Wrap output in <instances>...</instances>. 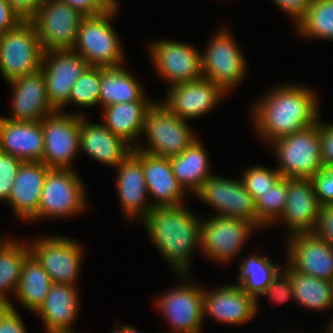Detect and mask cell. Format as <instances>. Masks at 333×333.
<instances>
[{
	"instance_id": "cell-1",
	"label": "cell",
	"mask_w": 333,
	"mask_h": 333,
	"mask_svg": "<svg viewBox=\"0 0 333 333\" xmlns=\"http://www.w3.org/2000/svg\"><path fill=\"white\" fill-rule=\"evenodd\" d=\"M259 101L253 107V122L258 133L271 142L318 121V100L303 86L281 85Z\"/></svg>"
},
{
	"instance_id": "cell-2",
	"label": "cell",
	"mask_w": 333,
	"mask_h": 333,
	"mask_svg": "<svg viewBox=\"0 0 333 333\" xmlns=\"http://www.w3.org/2000/svg\"><path fill=\"white\" fill-rule=\"evenodd\" d=\"M143 222L159 251L185 278L191 253L200 246L199 217L180 204L153 208Z\"/></svg>"
},
{
	"instance_id": "cell-3",
	"label": "cell",
	"mask_w": 333,
	"mask_h": 333,
	"mask_svg": "<svg viewBox=\"0 0 333 333\" xmlns=\"http://www.w3.org/2000/svg\"><path fill=\"white\" fill-rule=\"evenodd\" d=\"M117 6L116 2L105 13L87 16L81 21L73 50L81 55L89 66H120L124 60L118 36L110 24Z\"/></svg>"
},
{
	"instance_id": "cell-4",
	"label": "cell",
	"mask_w": 333,
	"mask_h": 333,
	"mask_svg": "<svg viewBox=\"0 0 333 333\" xmlns=\"http://www.w3.org/2000/svg\"><path fill=\"white\" fill-rule=\"evenodd\" d=\"M43 53L30 20L0 34V72L8 82L41 70Z\"/></svg>"
},
{
	"instance_id": "cell-5",
	"label": "cell",
	"mask_w": 333,
	"mask_h": 333,
	"mask_svg": "<svg viewBox=\"0 0 333 333\" xmlns=\"http://www.w3.org/2000/svg\"><path fill=\"white\" fill-rule=\"evenodd\" d=\"M272 142L281 177L310 179L325 168L320 148L319 120L310 127Z\"/></svg>"
},
{
	"instance_id": "cell-6",
	"label": "cell",
	"mask_w": 333,
	"mask_h": 333,
	"mask_svg": "<svg viewBox=\"0 0 333 333\" xmlns=\"http://www.w3.org/2000/svg\"><path fill=\"white\" fill-rule=\"evenodd\" d=\"M143 133L150 141L149 147L140 149L136 145L133 149L164 157L181 154L197 139L188 123L173 114L163 103H153L149 108Z\"/></svg>"
},
{
	"instance_id": "cell-7",
	"label": "cell",
	"mask_w": 333,
	"mask_h": 333,
	"mask_svg": "<svg viewBox=\"0 0 333 333\" xmlns=\"http://www.w3.org/2000/svg\"><path fill=\"white\" fill-rule=\"evenodd\" d=\"M84 16L65 2L45 0L30 19L43 51L73 49Z\"/></svg>"
},
{
	"instance_id": "cell-8",
	"label": "cell",
	"mask_w": 333,
	"mask_h": 333,
	"mask_svg": "<svg viewBox=\"0 0 333 333\" xmlns=\"http://www.w3.org/2000/svg\"><path fill=\"white\" fill-rule=\"evenodd\" d=\"M82 184L74 170L50 168L44 181L37 215L33 220L80 213L86 206Z\"/></svg>"
},
{
	"instance_id": "cell-9",
	"label": "cell",
	"mask_w": 333,
	"mask_h": 333,
	"mask_svg": "<svg viewBox=\"0 0 333 333\" xmlns=\"http://www.w3.org/2000/svg\"><path fill=\"white\" fill-rule=\"evenodd\" d=\"M195 194L219 211V217L246 220L257 228L265 226L257 216L256 202L242 180L236 181L213 174L203 182Z\"/></svg>"
},
{
	"instance_id": "cell-10",
	"label": "cell",
	"mask_w": 333,
	"mask_h": 333,
	"mask_svg": "<svg viewBox=\"0 0 333 333\" xmlns=\"http://www.w3.org/2000/svg\"><path fill=\"white\" fill-rule=\"evenodd\" d=\"M44 133L42 161L48 168L71 169L79 151L80 114L53 112L41 120Z\"/></svg>"
},
{
	"instance_id": "cell-11",
	"label": "cell",
	"mask_w": 333,
	"mask_h": 333,
	"mask_svg": "<svg viewBox=\"0 0 333 333\" xmlns=\"http://www.w3.org/2000/svg\"><path fill=\"white\" fill-rule=\"evenodd\" d=\"M88 66L87 61L73 49L43 53L41 71L49 102L56 111H61L69 103L73 85Z\"/></svg>"
},
{
	"instance_id": "cell-12",
	"label": "cell",
	"mask_w": 333,
	"mask_h": 333,
	"mask_svg": "<svg viewBox=\"0 0 333 333\" xmlns=\"http://www.w3.org/2000/svg\"><path fill=\"white\" fill-rule=\"evenodd\" d=\"M230 36L221 29L201 55L202 76L218 84L225 93L242 80L246 70L245 59Z\"/></svg>"
},
{
	"instance_id": "cell-13",
	"label": "cell",
	"mask_w": 333,
	"mask_h": 333,
	"mask_svg": "<svg viewBox=\"0 0 333 333\" xmlns=\"http://www.w3.org/2000/svg\"><path fill=\"white\" fill-rule=\"evenodd\" d=\"M30 253L50 275L53 283L75 286L78 277L82 249L74 240L50 236L33 241Z\"/></svg>"
},
{
	"instance_id": "cell-14",
	"label": "cell",
	"mask_w": 333,
	"mask_h": 333,
	"mask_svg": "<svg viewBox=\"0 0 333 333\" xmlns=\"http://www.w3.org/2000/svg\"><path fill=\"white\" fill-rule=\"evenodd\" d=\"M257 227L246 220L214 216L201 220L200 248L212 260L225 262L239 253L245 240Z\"/></svg>"
},
{
	"instance_id": "cell-15",
	"label": "cell",
	"mask_w": 333,
	"mask_h": 333,
	"mask_svg": "<svg viewBox=\"0 0 333 333\" xmlns=\"http://www.w3.org/2000/svg\"><path fill=\"white\" fill-rule=\"evenodd\" d=\"M150 53L158 73L170 86L203 77L201 54L191 45L161 40L151 44Z\"/></svg>"
},
{
	"instance_id": "cell-16",
	"label": "cell",
	"mask_w": 333,
	"mask_h": 333,
	"mask_svg": "<svg viewBox=\"0 0 333 333\" xmlns=\"http://www.w3.org/2000/svg\"><path fill=\"white\" fill-rule=\"evenodd\" d=\"M289 236L288 266L298 273L333 282V247L312 232Z\"/></svg>"
},
{
	"instance_id": "cell-17",
	"label": "cell",
	"mask_w": 333,
	"mask_h": 333,
	"mask_svg": "<svg viewBox=\"0 0 333 333\" xmlns=\"http://www.w3.org/2000/svg\"><path fill=\"white\" fill-rule=\"evenodd\" d=\"M170 87L163 104L185 121L210 111L225 94L218 84L204 77Z\"/></svg>"
},
{
	"instance_id": "cell-18",
	"label": "cell",
	"mask_w": 333,
	"mask_h": 333,
	"mask_svg": "<svg viewBox=\"0 0 333 333\" xmlns=\"http://www.w3.org/2000/svg\"><path fill=\"white\" fill-rule=\"evenodd\" d=\"M204 290L184 283L161 296L157 307L179 333H200Z\"/></svg>"
},
{
	"instance_id": "cell-19",
	"label": "cell",
	"mask_w": 333,
	"mask_h": 333,
	"mask_svg": "<svg viewBox=\"0 0 333 333\" xmlns=\"http://www.w3.org/2000/svg\"><path fill=\"white\" fill-rule=\"evenodd\" d=\"M257 299L238 284L225 285L203 294V316L211 315L223 323L241 324L257 312Z\"/></svg>"
},
{
	"instance_id": "cell-20",
	"label": "cell",
	"mask_w": 333,
	"mask_h": 333,
	"mask_svg": "<svg viewBox=\"0 0 333 333\" xmlns=\"http://www.w3.org/2000/svg\"><path fill=\"white\" fill-rule=\"evenodd\" d=\"M116 168L118 194L125 214L132 219L139 214L142 219L146 218L153 207L145 201L148 190L144 179L143 152L133 149Z\"/></svg>"
},
{
	"instance_id": "cell-21",
	"label": "cell",
	"mask_w": 333,
	"mask_h": 333,
	"mask_svg": "<svg viewBox=\"0 0 333 333\" xmlns=\"http://www.w3.org/2000/svg\"><path fill=\"white\" fill-rule=\"evenodd\" d=\"M0 151L23 162H41L44 151L41 121H14L0 117Z\"/></svg>"
},
{
	"instance_id": "cell-22",
	"label": "cell",
	"mask_w": 333,
	"mask_h": 333,
	"mask_svg": "<svg viewBox=\"0 0 333 333\" xmlns=\"http://www.w3.org/2000/svg\"><path fill=\"white\" fill-rule=\"evenodd\" d=\"M8 83L14 87L13 114L12 117L5 118L14 121H41L45 116L56 112L49 102L41 70Z\"/></svg>"
},
{
	"instance_id": "cell-23",
	"label": "cell",
	"mask_w": 333,
	"mask_h": 333,
	"mask_svg": "<svg viewBox=\"0 0 333 333\" xmlns=\"http://www.w3.org/2000/svg\"><path fill=\"white\" fill-rule=\"evenodd\" d=\"M319 207L311 179L288 178L285 210L279 219L285 220L291 230L290 235L312 232Z\"/></svg>"
},
{
	"instance_id": "cell-24",
	"label": "cell",
	"mask_w": 333,
	"mask_h": 333,
	"mask_svg": "<svg viewBox=\"0 0 333 333\" xmlns=\"http://www.w3.org/2000/svg\"><path fill=\"white\" fill-rule=\"evenodd\" d=\"M80 149L93 159L106 165L118 166L133 151L126 141L114 135L104 124L85 121L80 115Z\"/></svg>"
},
{
	"instance_id": "cell-25",
	"label": "cell",
	"mask_w": 333,
	"mask_h": 333,
	"mask_svg": "<svg viewBox=\"0 0 333 333\" xmlns=\"http://www.w3.org/2000/svg\"><path fill=\"white\" fill-rule=\"evenodd\" d=\"M48 168L43 162H23L7 202L22 219L32 220L38 211Z\"/></svg>"
},
{
	"instance_id": "cell-26",
	"label": "cell",
	"mask_w": 333,
	"mask_h": 333,
	"mask_svg": "<svg viewBox=\"0 0 333 333\" xmlns=\"http://www.w3.org/2000/svg\"><path fill=\"white\" fill-rule=\"evenodd\" d=\"M143 171L148 195L155 198L153 208L182 204L186 190L173 174L170 157L143 153Z\"/></svg>"
},
{
	"instance_id": "cell-27",
	"label": "cell",
	"mask_w": 333,
	"mask_h": 333,
	"mask_svg": "<svg viewBox=\"0 0 333 333\" xmlns=\"http://www.w3.org/2000/svg\"><path fill=\"white\" fill-rule=\"evenodd\" d=\"M76 286L53 283L40 308L35 312L44 321L47 333H76L70 326L78 311Z\"/></svg>"
},
{
	"instance_id": "cell-28",
	"label": "cell",
	"mask_w": 333,
	"mask_h": 333,
	"mask_svg": "<svg viewBox=\"0 0 333 333\" xmlns=\"http://www.w3.org/2000/svg\"><path fill=\"white\" fill-rule=\"evenodd\" d=\"M152 105V101H132L107 106L103 108L104 125L134 148L136 144L132 141L143 132L145 118Z\"/></svg>"
},
{
	"instance_id": "cell-29",
	"label": "cell",
	"mask_w": 333,
	"mask_h": 333,
	"mask_svg": "<svg viewBox=\"0 0 333 333\" xmlns=\"http://www.w3.org/2000/svg\"><path fill=\"white\" fill-rule=\"evenodd\" d=\"M100 97L102 107L132 101H147L139 82L122 66L100 67Z\"/></svg>"
},
{
	"instance_id": "cell-30",
	"label": "cell",
	"mask_w": 333,
	"mask_h": 333,
	"mask_svg": "<svg viewBox=\"0 0 333 333\" xmlns=\"http://www.w3.org/2000/svg\"><path fill=\"white\" fill-rule=\"evenodd\" d=\"M208 155L198 139L181 154L170 157L173 174L183 188H189L194 194L203 182L212 174L209 172Z\"/></svg>"
},
{
	"instance_id": "cell-31",
	"label": "cell",
	"mask_w": 333,
	"mask_h": 333,
	"mask_svg": "<svg viewBox=\"0 0 333 333\" xmlns=\"http://www.w3.org/2000/svg\"><path fill=\"white\" fill-rule=\"evenodd\" d=\"M52 284L50 275L30 253L22 265L15 296L25 308L35 313L43 304Z\"/></svg>"
},
{
	"instance_id": "cell-32",
	"label": "cell",
	"mask_w": 333,
	"mask_h": 333,
	"mask_svg": "<svg viewBox=\"0 0 333 333\" xmlns=\"http://www.w3.org/2000/svg\"><path fill=\"white\" fill-rule=\"evenodd\" d=\"M285 272L292 283L294 301L310 309H326L333 306V282L304 275L290 266Z\"/></svg>"
},
{
	"instance_id": "cell-33",
	"label": "cell",
	"mask_w": 333,
	"mask_h": 333,
	"mask_svg": "<svg viewBox=\"0 0 333 333\" xmlns=\"http://www.w3.org/2000/svg\"><path fill=\"white\" fill-rule=\"evenodd\" d=\"M30 254V248L16 241L0 239V306L10 305L5 291L18 288L22 265ZM8 289V290H6Z\"/></svg>"
},
{
	"instance_id": "cell-34",
	"label": "cell",
	"mask_w": 333,
	"mask_h": 333,
	"mask_svg": "<svg viewBox=\"0 0 333 333\" xmlns=\"http://www.w3.org/2000/svg\"><path fill=\"white\" fill-rule=\"evenodd\" d=\"M239 268L237 284L257 299L282 267L273 264L267 257L254 254L244 258Z\"/></svg>"
},
{
	"instance_id": "cell-35",
	"label": "cell",
	"mask_w": 333,
	"mask_h": 333,
	"mask_svg": "<svg viewBox=\"0 0 333 333\" xmlns=\"http://www.w3.org/2000/svg\"><path fill=\"white\" fill-rule=\"evenodd\" d=\"M296 28L303 36L333 40V0H312Z\"/></svg>"
},
{
	"instance_id": "cell-36",
	"label": "cell",
	"mask_w": 333,
	"mask_h": 333,
	"mask_svg": "<svg viewBox=\"0 0 333 333\" xmlns=\"http://www.w3.org/2000/svg\"><path fill=\"white\" fill-rule=\"evenodd\" d=\"M288 193V178L282 177L273 187L256 201V211L259 220L264 225H270L282 216ZM277 219V220H276Z\"/></svg>"
},
{
	"instance_id": "cell-37",
	"label": "cell",
	"mask_w": 333,
	"mask_h": 333,
	"mask_svg": "<svg viewBox=\"0 0 333 333\" xmlns=\"http://www.w3.org/2000/svg\"><path fill=\"white\" fill-rule=\"evenodd\" d=\"M100 87V66H88L73 85L69 102L81 107L98 105Z\"/></svg>"
},
{
	"instance_id": "cell-38",
	"label": "cell",
	"mask_w": 333,
	"mask_h": 333,
	"mask_svg": "<svg viewBox=\"0 0 333 333\" xmlns=\"http://www.w3.org/2000/svg\"><path fill=\"white\" fill-rule=\"evenodd\" d=\"M242 181L246 190L256 202L282 178L277 169L274 171L261 166L246 169Z\"/></svg>"
},
{
	"instance_id": "cell-39",
	"label": "cell",
	"mask_w": 333,
	"mask_h": 333,
	"mask_svg": "<svg viewBox=\"0 0 333 333\" xmlns=\"http://www.w3.org/2000/svg\"><path fill=\"white\" fill-rule=\"evenodd\" d=\"M22 163L17 157L0 151V201H8Z\"/></svg>"
},
{
	"instance_id": "cell-40",
	"label": "cell",
	"mask_w": 333,
	"mask_h": 333,
	"mask_svg": "<svg viewBox=\"0 0 333 333\" xmlns=\"http://www.w3.org/2000/svg\"><path fill=\"white\" fill-rule=\"evenodd\" d=\"M310 179L320 206L333 204V168H324Z\"/></svg>"
},
{
	"instance_id": "cell-41",
	"label": "cell",
	"mask_w": 333,
	"mask_h": 333,
	"mask_svg": "<svg viewBox=\"0 0 333 333\" xmlns=\"http://www.w3.org/2000/svg\"><path fill=\"white\" fill-rule=\"evenodd\" d=\"M268 296L271 300L282 303L287 299L294 300L293 287L289 276L284 272L279 271L272 279L271 284L259 295Z\"/></svg>"
},
{
	"instance_id": "cell-42",
	"label": "cell",
	"mask_w": 333,
	"mask_h": 333,
	"mask_svg": "<svg viewBox=\"0 0 333 333\" xmlns=\"http://www.w3.org/2000/svg\"><path fill=\"white\" fill-rule=\"evenodd\" d=\"M312 233L333 247V204L319 207Z\"/></svg>"
},
{
	"instance_id": "cell-43",
	"label": "cell",
	"mask_w": 333,
	"mask_h": 333,
	"mask_svg": "<svg viewBox=\"0 0 333 333\" xmlns=\"http://www.w3.org/2000/svg\"><path fill=\"white\" fill-rule=\"evenodd\" d=\"M65 2L80 12L84 17L105 13L116 2L114 0H58Z\"/></svg>"
},
{
	"instance_id": "cell-44",
	"label": "cell",
	"mask_w": 333,
	"mask_h": 333,
	"mask_svg": "<svg viewBox=\"0 0 333 333\" xmlns=\"http://www.w3.org/2000/svg\"><path fill=\"white\" fill-rule=\"evenodd\" d=\"M0 333H27L12 303L0 306Z\"/></svg>"
},
{
	"instance_id": "cell-45",
	"label": "cell",
	"mask_w": 333,
	"mask_h": 333,
	"mask_svg": "<svg viewBox=\"0 0 333 333\" xmlns=\"http://www.w3.org/2000/svg\"><path fill=\"white\" fill-rule=\"evenodd\" d=\"M320 148L325 168H333V124L321 125L319 121Z\"/></svg>"
},
{
	"instance_id": "cell-46",
	"label": "cell",
	"mask_w": 333,
	"mask_h": 333,
	"mask_svg": "<svg viewBox=\"0 0 333 333\" xmlns=\"http://www.w3.org/2000/svg\"><path fill=\"white\" fill-rule=\"evenodd\" d=\"M275 4L294 18L297 25L305 15L312 0H273Z\"/></svg>"
},
{
	"instance_id": "cell-47",
	"label": "cell",
	"mask_w": 333,
	"mask_h": 333,
	"mask_svg": "<svg viewBox=\"0 0 333 333\" xmlns=\"http://www.w3.org/2000/svg\"><path fill=\"white\" fill-rule=\"evenodd\" d=\"M22 21L6 0H0V34L12 30Z\"/></svg>"
},
{
	"instance_id": "cell-48",
	"label": "cell",
	"mask_w": 333,
	"mask_h": 333,
	"mask_svg": "<svg viewBox=\"0 0 333 333\" xmlns=\"http://www.w3.org/2000/svg\"><path fill=\"white\" fill-rule=\"evenodd\" d=\"M13 10L23 19L30 20L45 0H6Z\"/></svg>"
},
{
	"instance_id": "cell-49",
	"label": "cell",
	"mask_w": 333,
	"mask_h": 333,
	"mask_svg": "<svg viewBox=\"0 0 333 333\" xmlns=\"http://www.w3.org/2000/svg\"><path fill=\"white\" fill-rule=\"evenodd\" d=\"M113 333H140V332H137V330H135L133 327H130L128 325H123L118 330H114Z\"/></svg>"
},
{
	"instance_id": "cell-50",
	"label": "cell",
	"mask_w": 333,
	"mask_h": 333,
	"mask_svg": "<svg viewBox=\"0 0 333 333\" xmlns=\"http://www.w3.org/2000/svg\"><path fill=\"white\" fill-rule=\"evenodd\" d=\"M330 323H331V324H330L329 328H327L328 331L326 330V332H328V333H333V321H331Z\"/></svg>"
}]
</instances>
